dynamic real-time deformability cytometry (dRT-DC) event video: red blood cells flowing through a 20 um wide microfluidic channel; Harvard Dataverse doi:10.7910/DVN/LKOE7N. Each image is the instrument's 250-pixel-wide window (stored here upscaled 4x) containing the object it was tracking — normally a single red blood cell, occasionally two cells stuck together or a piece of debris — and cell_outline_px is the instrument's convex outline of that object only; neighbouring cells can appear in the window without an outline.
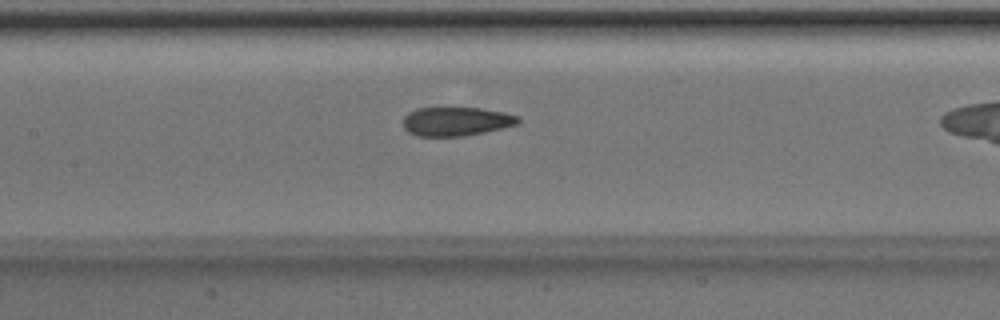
{"species": "Egyptian fruit bat (a non-hibernating species)", "species_latin": "Rousettus aegyptiacus", "temperature_condition": "room temperature", "stored_images_in_passage": 24, "camera_frame_rate_fps": 3000, "um_per_image_px": 0.085, "animal": {"sex": "male"}, "frame": {"image": 1, "passage_image": 8, "time_ms": 2.333, "image_size_px": [1000, 320], "cell_outline_px": [[520, 124], [484, 132], [464, 136], [416, 136], [408, 132], [404, 128], [404, 116], [408, 112], [416, 108], [480, 108], [504, 112], [520, 116]], "centroid_in_image_um": [38.79, 10.32], "position_along_channel_um": 168.6, "area_um2": 19.48}}
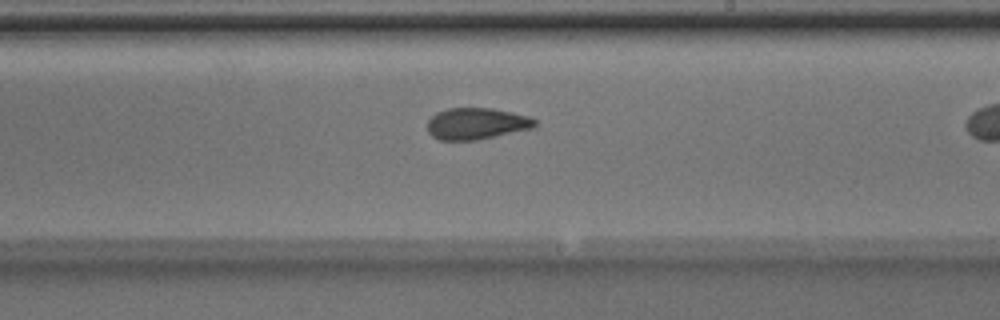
{"frame": {"image": 2, "passage_image": 14, "time_ms": 4.333, "image_size_px": [1000, 320], "cell_outline_px": [[536, 128], [476, 140], [440, 140], [432, 136], [428, 132], [428, 120], [436, 112], [448, 108], [492, 108], [512, 112], [528, 116], [536, 120]], "centroid_in_image_um": [40.52, 10.51], "position_along_channel_um": 248.5, "area_um2": 19.88}}
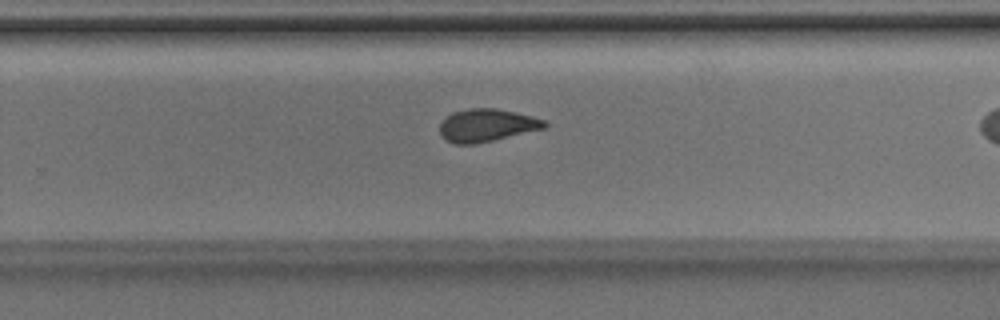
{"frame": {"image": 3, "passage_image": 17, "time_ms": 5.333, "image_size_px": [1000, 320], "cell_outline_px": [[548, 124], [544, 128], [476, 144], [452, 144], [440, 132], [440, 124], [452, 112], [472, 108], [492, 108], [516, 112], [532, 116], [544, 120]], "centroid_in_image_um": [41.38, 10.65], "position_along_channel_um": 288.4, "area_um2": 19.65}}